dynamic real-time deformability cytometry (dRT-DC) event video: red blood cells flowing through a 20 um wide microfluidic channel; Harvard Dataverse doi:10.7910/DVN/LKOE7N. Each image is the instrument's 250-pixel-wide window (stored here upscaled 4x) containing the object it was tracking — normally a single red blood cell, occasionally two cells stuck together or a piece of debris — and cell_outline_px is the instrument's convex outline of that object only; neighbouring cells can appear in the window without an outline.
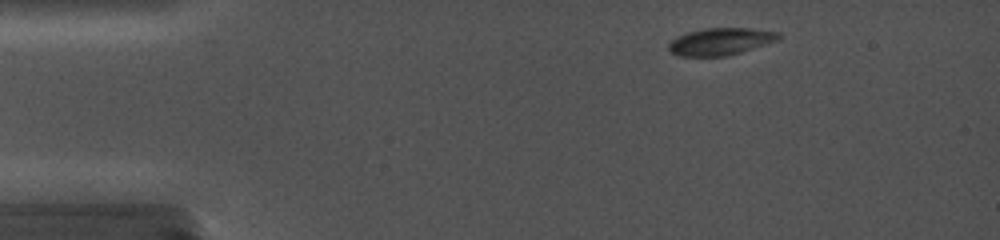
{"species": "common noctule bat (a hibernating species)", "species_latin": "Nyctalus noctula", "temperature_condition": "cold", "stored_images_in_passage": 3, "camera_frame_rate_fps": 5000, "um_per_image_px": 0.085, "animal": {"sex": "female", "body_mass_g": 19.0, "forearm_length_mm": 56.7}, "frame": {"image": 1, "passage_image": 1, "time_ms": 0.0, "image_size_px": [1000, 240], "cell_outline_px": [[784, 36], [780, 40], [728, 56], [680, 56], [672, 52], [668, 48], [668, 44], [676, 36], [688, 32], [704, 28], [748, 28], [780, 32]], "centroid_in_image_um": [61.3, 3.52], "position_along_channel_um": 23.7, "area_um2": 17.57}}